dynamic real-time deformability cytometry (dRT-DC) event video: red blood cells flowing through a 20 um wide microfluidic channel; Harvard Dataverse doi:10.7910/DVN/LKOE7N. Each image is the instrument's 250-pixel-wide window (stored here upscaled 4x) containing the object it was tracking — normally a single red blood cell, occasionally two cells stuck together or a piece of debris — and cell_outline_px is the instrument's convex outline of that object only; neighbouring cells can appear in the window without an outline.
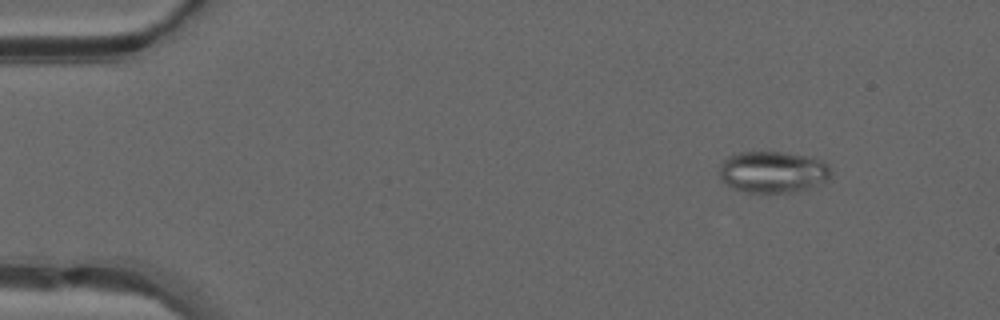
{"species": "common noctule bat (a hibernating species)", "species_latin": "Nyctalus noctula", "temperature_condition": "warm", "stored_images_in_passage": 49, "camera_frame_rate_fps": 3000, "um_per_image_px": 0.085, "animal": {"sex": "male", "forearm_length_mm": 52.5}, "frame": {"image": 1, "passage_image": 6, "time_ms": 1.667, "image_size_px": [1000, 320], "cell_outline_px": [[832, 176], [808, 188], [792, 192], [748, 192], [732, 188], [720, 176], [720, 164], [728, 156], [740, 152], [784, 152], [824, 160], [828, 164], [832, 172]], "centroid_in_image_um": [65.7, 14.6], "position_along_channel_um": 19.3, "area_um2": 26.76}}
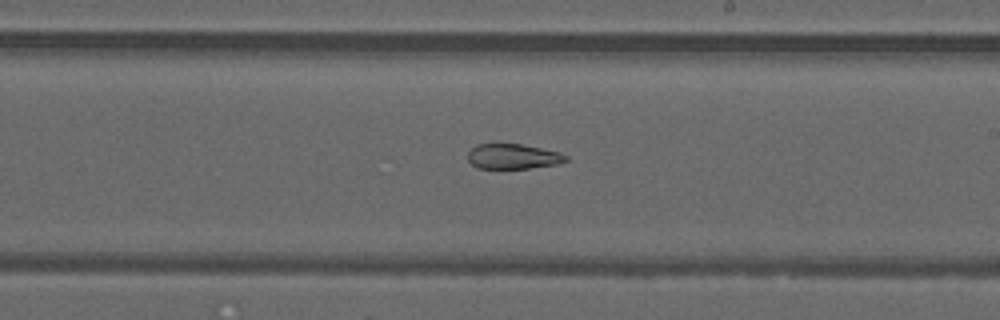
{"frame": {"image": 2, "passage_image": 29, "time_ms": 9.333, "image_size_px": [1000, 320], "cell_outline_px": [[568, 160], [556, 164], [528, 168], [476, 168], [468, 160], [468, 152], [476, 144], [520, 144], [560, 152], [568, 156]], "centroid_in_image_um": [43.59, 13.3], "position_along_channel_um": 245.4, "area_um2": 14.22}}
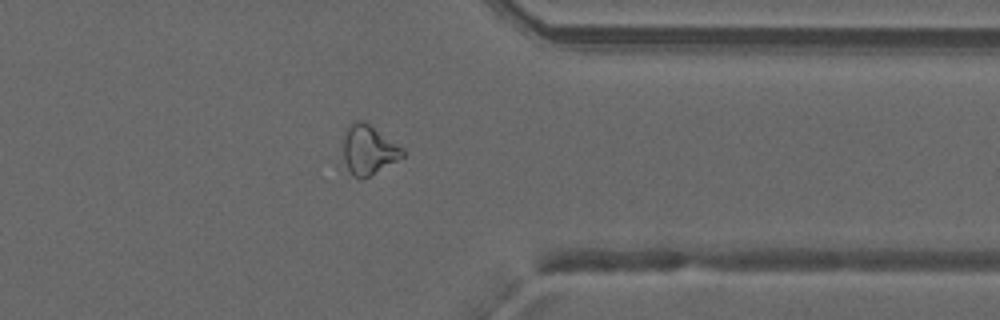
{"frame": {"image": 3, "passage_image": 39, "time_ms": 12.667, "image_size_px": [1000, 320], "cell_outline_px": [[404, 156], [368, 176], [360, 180], [352, 176], [344, 160], [344, 132], [348, 124], [356, 120], [364, 120], [404, 148]], "centroid_in_image_um": [31.31, 12.7], "position_along_channel_um": 380.1, "area_um2": 17.05}, "authors_computed_cell_mechanics": {"area_um2": 20.3456, "velocity_mm_per_s": 4.2427, "shape_relaxation_time_tau1_ms": null, "shape_relaxation_time_tau2_ms": 2.5924, "deformation_change_tau1": null, "deformation_change_tau2": 0.1082}}